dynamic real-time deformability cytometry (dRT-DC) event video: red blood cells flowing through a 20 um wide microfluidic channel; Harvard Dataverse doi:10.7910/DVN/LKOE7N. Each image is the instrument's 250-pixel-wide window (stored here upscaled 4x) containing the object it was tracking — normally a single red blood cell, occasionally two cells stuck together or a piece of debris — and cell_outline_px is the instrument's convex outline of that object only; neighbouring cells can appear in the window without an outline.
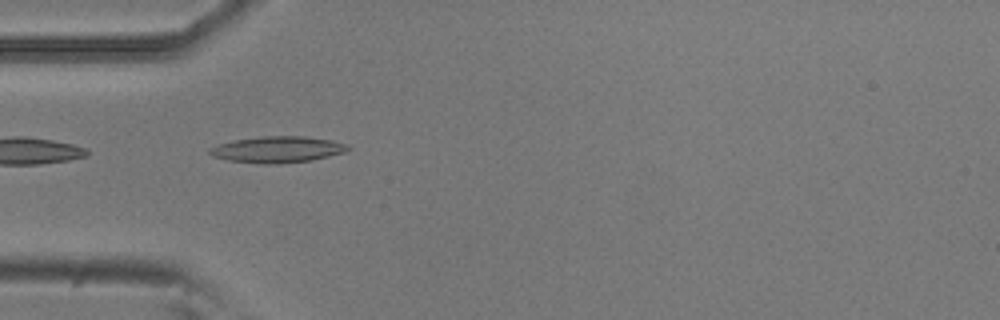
{"species": "common noctule bat (a hibernating species)", "species_latin": "Nyctalus noctula", "temperature_condition": "room temperature", "stored_images_in_passage": 8, "camera_frame_rate_fps": 3000, "um_per_image_px": 0.085, "animal": {"sex": "male", "body_mass_g": 20.5, "forearm_length_mm": 52.5}, "frame": {"image": 1, "passage_image": 4, "time_ms": 1.0, "image_size_px": [1000, 320], "cell_outline_px": [[352, 148], [344, 152], [312, 160], [280, 164], [264, 164], [228, 160], [212, 156], [208, 152], [208, 148], [220, 144], [236, 140], [260, 136], [304, 136], [332, 140], [348, 144]], "centroid_in_image_um": [23.61, 12.71], "position_along_channel_um": 61.4, "area_um2": 21.21}}
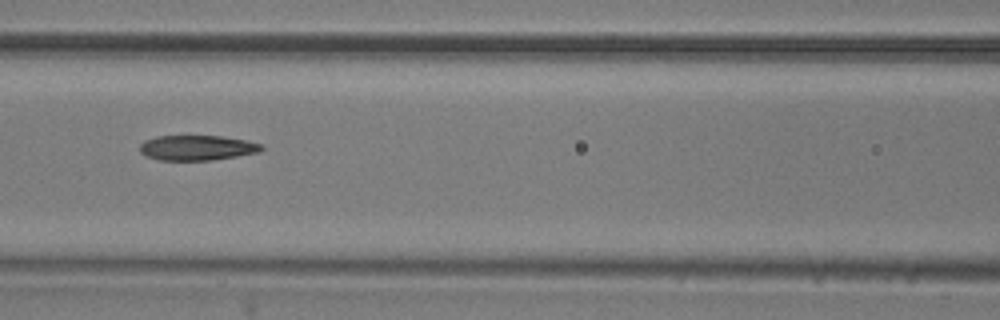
{"frame": {"image": 2, "passage_image": 6, "time_ms": 1.667, "image_size_px": [1000, 320], "cell_outline_px": [[264, 148], [260, 152], [212, 160], [156, 160], [144, 156], [140, 152], [140, 144], [144, 140], [156, 136], [224, 136], [264, 144]], "centroid_in_image_um": [16.73, 12.56], "position_along_channel_um": 149.9, "area_um2": 17.98}}
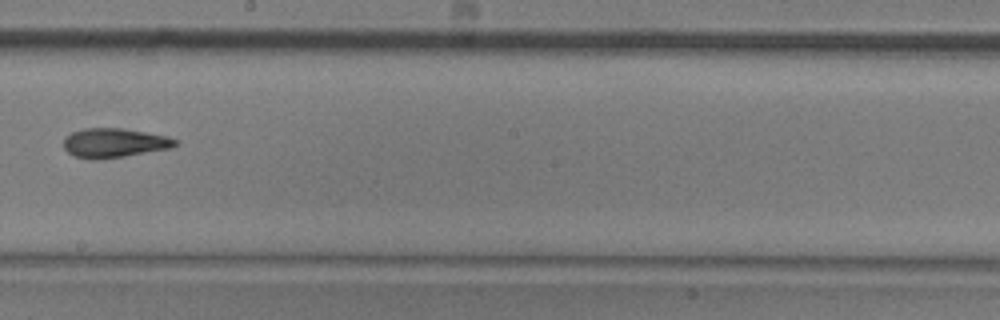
{"frame": {"image": 3, "passage_image": 8, "time_ms": 2.333, "image_size_px": [1000, 320], "cell_outline_px": [[176, 144], [172, 148], [124, 156], [92, 160], [72, 156], [64, 148], [64, 136], [72, 132], [84, 128], [120, 128], [168, 136], [176, 140]], "centroid_in_image_um": [9.66, 12.15], "position_along_channel_um": 238.5, "area_um2": 19.02}}